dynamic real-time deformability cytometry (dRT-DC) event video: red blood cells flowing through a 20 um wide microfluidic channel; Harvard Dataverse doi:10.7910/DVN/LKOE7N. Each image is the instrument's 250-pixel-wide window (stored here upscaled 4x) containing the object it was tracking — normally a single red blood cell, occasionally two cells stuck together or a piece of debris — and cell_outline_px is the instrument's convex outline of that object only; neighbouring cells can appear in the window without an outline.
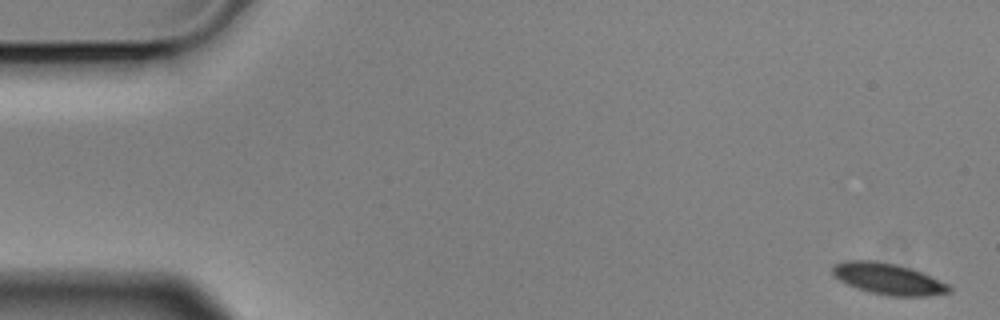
{"species": "Egyptian fruit bat (a non-hibernating species)", "species_latin": "Rousettus aegyptiacus", "temperature_condition": "cold", "stored_images_in_passage": 4, "camera_frame_rate_fps": 3000, "um_per_image_px": 0.085, "animal": {"sex": "male"}, "frame": {"image": 1, "passage_image": 1, "time_ms": 0.0, "image_size_px": [1000, 320], "cell_outline_px": [[952, 292], [928, 296], [888, 296], [856, 288], [840, 280], [832, 272], [832, 268], [836, 264], [844, 260], [876, 260], [896, 264], [912, 268], [948, 284], [952, 288]], "centroid_in_image_um": [75.53, 23.7], "position_along_channel_um": 9.5, "area_um2": 21.21}}
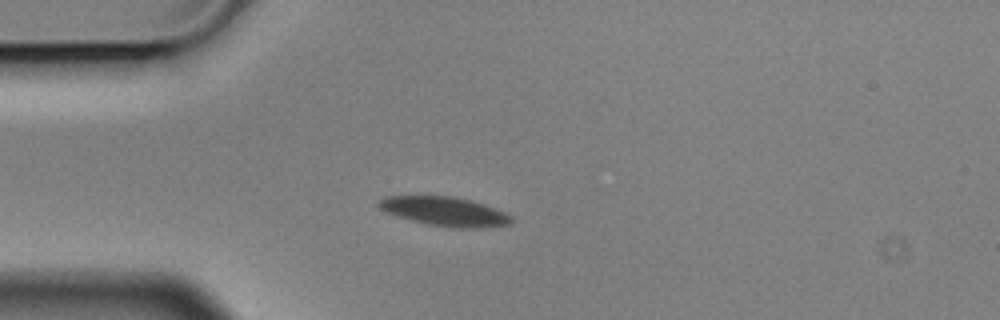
{"frame": {"image": 2, "passage_image": 4, "time_ms": 1.0, "image_size_px": [1000, 320], "cell_outline_px": [[512, 224], [484, 228], [452, 228], [428, 224], [396, 216], [380, 208], [376, 204], [380, 200], [388, 196], [452, 196], [472, 200], [496, 208], [512, 216]], "centroid_in_image_um": [37.86, 17.98], "position_along_channel_um": 47.1, "area_um2": 22.54}}